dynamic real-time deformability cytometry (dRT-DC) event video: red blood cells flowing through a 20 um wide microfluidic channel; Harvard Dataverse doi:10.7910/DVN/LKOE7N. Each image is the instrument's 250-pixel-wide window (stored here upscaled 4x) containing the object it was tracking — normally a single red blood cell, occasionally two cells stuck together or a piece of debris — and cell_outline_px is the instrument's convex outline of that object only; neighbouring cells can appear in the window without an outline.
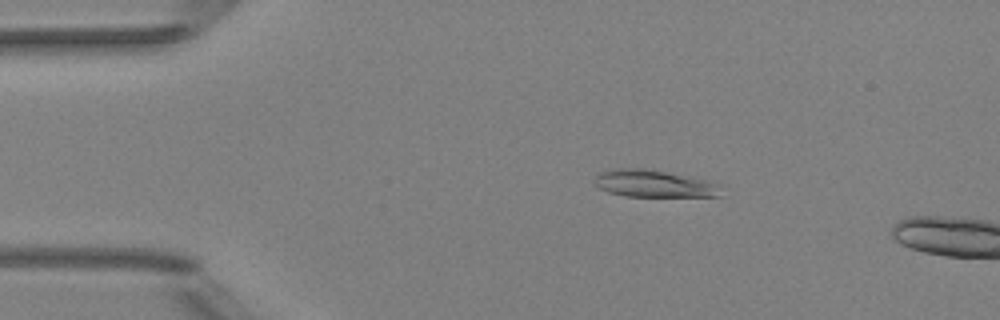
{"species": "Egyptian fruit bat (a non-hibernating species)", "species_latin": "Rousettus aegyptiacus", "temperature_condition": "room temperature", "stored_images_in_passage": 14, "camera_frame_rate_fps": 3000, "um_per_image_px": 0.085, "animal": {"sex": "female"}, "frame": {"image": 1, "passage_image": 10, "time_ms": 3.0, "image_size_px": [1000, 320], "cell_outline_px": [[724, 184], [720, 196], [624, 196], [608, 192], [600, 188], [592, 180], [596, 172], [612, 168], [644, 168], [712, 180]], "centroid_in_image_um": [55.62, 15.59], "position_along_channel_um": 29.4, "area_um2": 20.63}}